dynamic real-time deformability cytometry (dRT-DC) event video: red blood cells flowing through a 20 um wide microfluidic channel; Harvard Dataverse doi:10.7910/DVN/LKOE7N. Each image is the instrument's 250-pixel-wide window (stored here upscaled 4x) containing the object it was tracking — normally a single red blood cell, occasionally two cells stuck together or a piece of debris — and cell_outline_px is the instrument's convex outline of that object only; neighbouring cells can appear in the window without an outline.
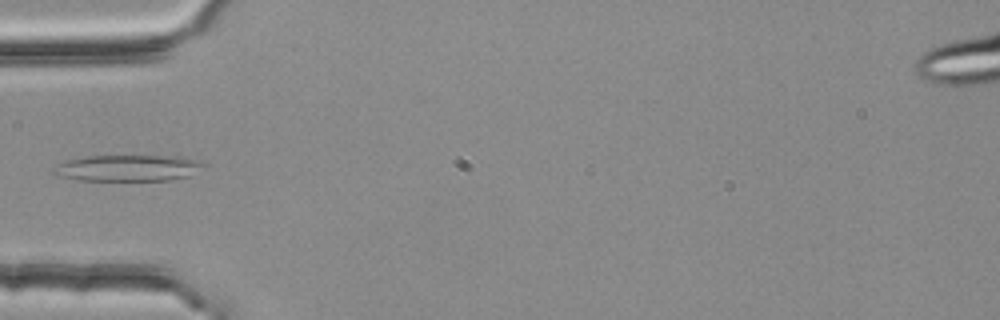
{"species": "common noctule bat (a hibernating species)", "species_latin": "Nyctalus noctula", "temperature_condition": "room temperature", "stored_images_in_passage": 1, "camera_frame_rate_fps": 3000, "um_per_image_px": 0.085, "animal": {"sex": "female", "body_mass_g": 25.1}, "frame": {"image": 1, "passage_image": 1, "time_ms": 0.0, "image_size_px": [1000, 320], "cell_outline_px": [[204, 164], [188, 176], [172, 180], [80, 180], [56, 176], [48, 172], [56, 164], [68, 160], [88, 156], [180, 156], [196, 160]], "centroid_in_image_um": [10.75, 14.28], "position_along_channel_um": 74.2, "area_um2": 22.89}}